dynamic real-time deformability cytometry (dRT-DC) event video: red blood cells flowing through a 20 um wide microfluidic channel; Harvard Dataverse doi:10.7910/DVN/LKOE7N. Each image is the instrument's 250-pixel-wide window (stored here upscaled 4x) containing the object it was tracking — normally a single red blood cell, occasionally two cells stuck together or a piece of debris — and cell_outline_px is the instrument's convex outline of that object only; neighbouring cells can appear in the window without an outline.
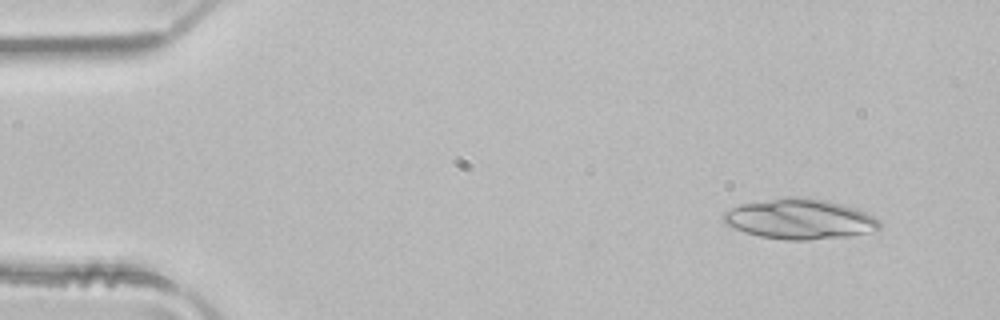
{"species": "common noctule bat (a hibernating species)", "species_latin": "Nyctalus noctula", "temperature_condition": "room temperature", "stored_images_in_passage": 5, "segment_of_instrument_passage": [1, 2], "camera_frame_rate_fps": 3000, "um_per_image_px": 0.085, "animal": {"sex": "male", "body_mass_g": 21.5, "forearm_length_mm": 52.0}, "frame": {"image": 1, "passage_image": 1, "time_ms": 0.0, "image_size_px": [1000, 320], "cell_outline_px": [[880, 228], [876, 232], [848, 236], [808, 240], [784, 240], [760, 236], [744, 232], [724, 224], [720, 216], [724, 212], [740, 204], [788, 196], [800, 196], [824, 200], [856, 208], [872, 216], [880, 224]], "centroid_in_image_um": [67.94, 18.62], "position_along_channel_um": 17.1, "area_um2": 36.7}}